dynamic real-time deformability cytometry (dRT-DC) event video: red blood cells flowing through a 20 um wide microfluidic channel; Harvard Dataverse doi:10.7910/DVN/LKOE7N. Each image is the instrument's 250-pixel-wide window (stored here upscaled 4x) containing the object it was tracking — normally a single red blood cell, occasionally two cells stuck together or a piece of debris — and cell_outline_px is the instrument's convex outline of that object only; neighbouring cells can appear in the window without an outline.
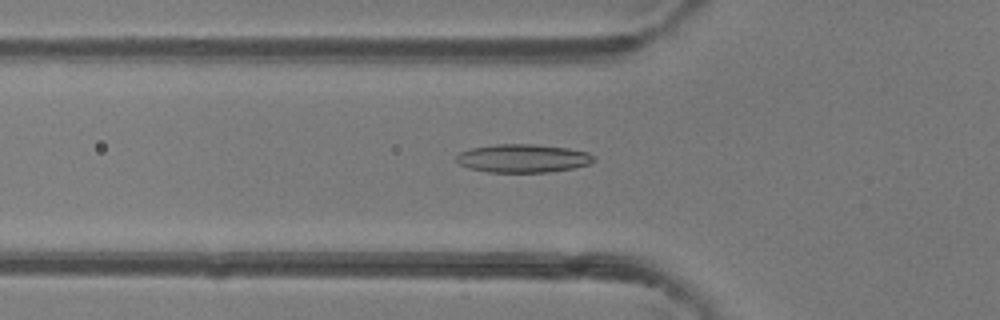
{"species": "common noctule bat (a hibernating species)", "species_latin": "Nyctalus noctula", "temperature_condition": "room temperature", "stored_images_in_passage": 45, "camera_frame_rate_fps": 3000, "um_per_image_px": 0.085, "animal": {"sex": "female"}, "frame": {"image": 1, "passage_image": 14, "time_ms": 4.333, "image_size_px": [1000, 320], "cell_outline_px": [[596, 160], [588, 164], [572, 168], [552, 172], [488, 172], [468, 168], [460, 164], [456, 160], [456, 156], [460, 152], [472, 148], [496, 144], [532, 144], [568, 148], [588, 152]], "centroid_in_image_um": [44.44, 13.46], "position_along_channel_um": 81.4, "area_um2": 22.6}}
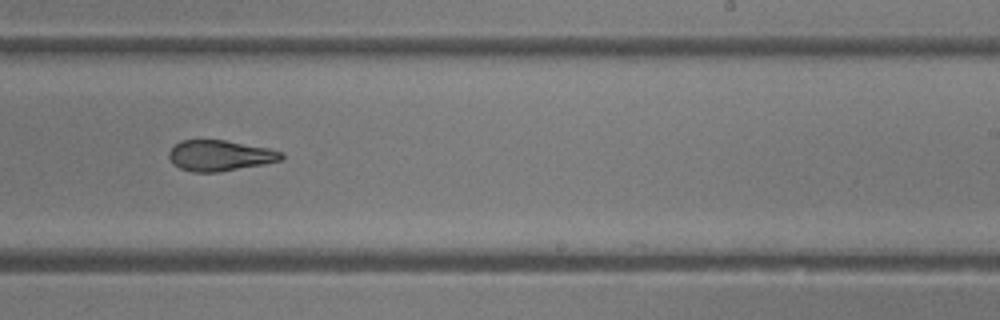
{"frame": {"image": 2, "passage_image": 27, "time_ms": 8.667, "image_size_px": [1000, 320], "cell_outline_px": [[284, 156], [280, 160], [264, 164], [220, 172], [192, 172], [180, 168], [172, 164], [168, 156], [168, 152], [180, 140], [224, 140], [268, 148], [284, 152]], "centroid_in_image_um": [18.67, 13.23], "position_along_channel_um": 270.3, "area_um2": 20.17}}
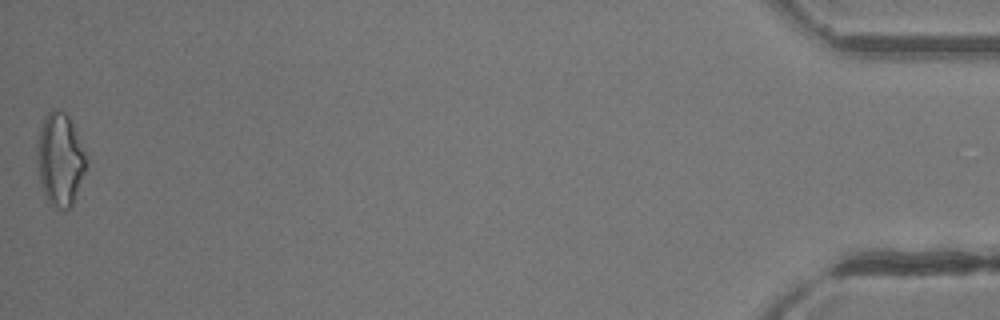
{"frame": {"image": 3, "passage_image": 45, "time_ms": 14.667, "image_size_px": [1000, 320], "cell_outline_px": [[88, 164], [72, 208], [64, 212], [52, 208], [48, 204], [44, 196], [40, 180], [40, 128], [44, 116], [52, 108], [56, 108], [64, 112], [68, 116], [88, 156]], "centroid_in_image_um": [5.17, 13.64], "position_along_channel_um": 430.0, "area_um2": 26.59}, "authors_computed_cell_mechanics": {"area_um2": 21.4438, "velocity_mm_per_s": 4.3434, "shape_relaxation_time_tau1_ms": 6.4356, "shape_relaxation_time_tau2_ms": 2.7823, "deformation_change_tau1": 0.1698, "deformation_change_tau2": 0.121}}